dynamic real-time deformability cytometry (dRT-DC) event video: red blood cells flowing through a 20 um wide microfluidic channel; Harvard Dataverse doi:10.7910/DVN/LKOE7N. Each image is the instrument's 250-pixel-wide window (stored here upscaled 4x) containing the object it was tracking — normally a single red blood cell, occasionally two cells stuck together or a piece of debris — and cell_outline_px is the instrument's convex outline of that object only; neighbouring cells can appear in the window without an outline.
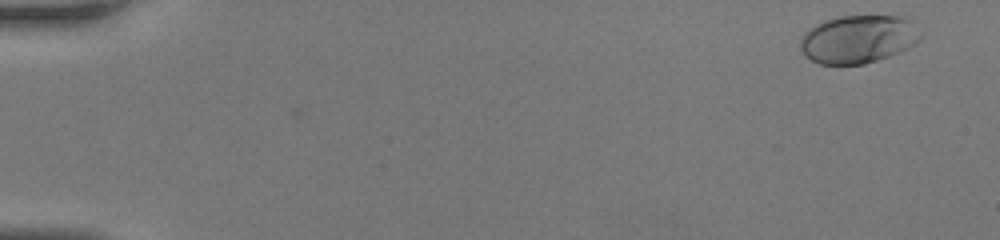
{"species": "human", "species_latin": "Homo sapiens", "temperature_condition": "room temperature", "stored_images_in_passage": 46, "camera_frame_rate_fps": 3000, "um_per_image_px": 0.085, "donor": {"sex": "female"}, "frame": {"image": 1, "passage_image": 2, "time_ms": 0.333, "image_size_px": [1000, 240], "cell_outline_px": [[920, 40], [888, 56], [864, 64], [820, 64], [812, 60], [800, 48], [800, 40], [804, 32], [816, 24], [824, 20], [840, 16], [896, 16], [908, 20], [920, 36]], "centroid_in_image_um": [72.86, 3.32], "position_along_channel_um": 12.1, "area_um2": 32.83}}
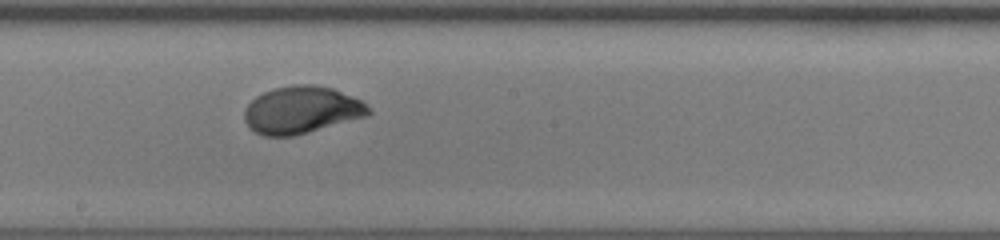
{"frame": {"image": 2, "passage_image": 27, "time_ms": 8.667, "image_size_px": [1000, 240], "cell_outline_px": [[372, 112], [368, 116], [308, 132], [292, 136], [264, 136], [248, 128], [244, 120], [244, 108], [256, 96], [272, 88], [292, 84], [316, 84], [332, 88], [360, 100]], "centroid_in_image_um": [25.59, 9.34], "position_along_channel_um": 222.6, "area_um2": 34.28}}
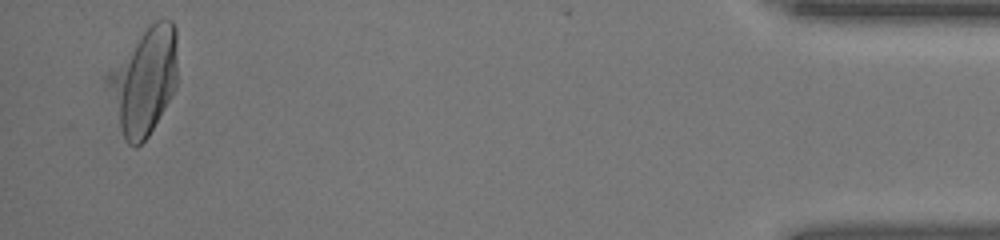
{"frame": {"image": 3, "passage_image": 45, "time_ms": 14.667, "image_size_px": [1000, 240], "cell_outline_px": [[176, 88], [148, 136], [136, 148], [128, 144], [124, 140], [104, 80], [104, 76], [148, 24], [156, 20], [172, 20], [176, 28]], "centroid_in_image_um": [12.22, 6.86], "position_along_channel_um": 423.0, "area_um2": 43.23}}